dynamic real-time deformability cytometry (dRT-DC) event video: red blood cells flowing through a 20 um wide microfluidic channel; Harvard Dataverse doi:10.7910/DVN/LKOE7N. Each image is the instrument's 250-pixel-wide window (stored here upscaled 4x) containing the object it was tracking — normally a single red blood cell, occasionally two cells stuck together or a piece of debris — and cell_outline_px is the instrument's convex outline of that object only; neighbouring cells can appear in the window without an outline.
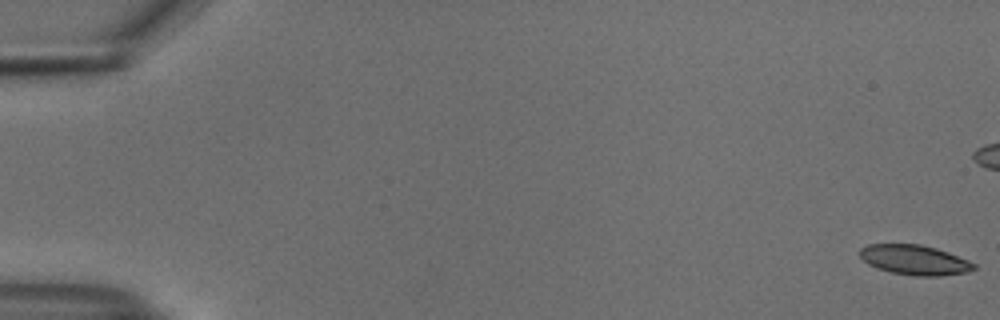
{"species": "common noctule bat (a hibernating species)", "species_latin": "Nyctalus noctula", "temperature_condition": "cold", "stored_images_in_passage": 47, "camera_frame_rate_fps": 3000, "um_per_image_px": 0.085, "animal": {"sex": "male", "body_mass_g": 18.8}, "frame": {"image": 1, "passage_image": 1, "time_ms": 0.0, "image_size_px": [1000, 320], "cell_outline_px": [[976, 268], [968, 272], [940, 276], [916, 276], [892, 272], [876, 268], [868, 264], [860, 256], [860, 248], [868, 244], [920, 244], [936, 248], [948, 252], [968, 260], [976, 264]], "centroid_in_image_um": [77.75, 22.09], "position_along_channel_um": 7.2, "area_um2": 19.88}}
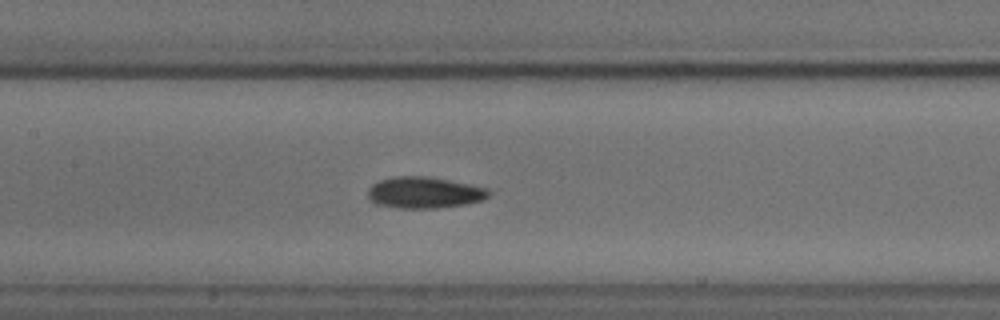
{"frame": {"image": 2, "passage_image": 27, "time_ms": 8.667, "image_size_px": [1000, 320], "cell_outline_px": [[492, 192], [488, 196], [480, 200], [464, 204], [436, 208], [400, 208], [376, 204], [368, 196], [368, 188], [372, 184], [380, 180], [396, 176], [428, 176], [488, 188]], "centroid_in_image_um": [36.05, 16.36], "position_along_channel_um": 171.4, "area_um2": 21.91}}
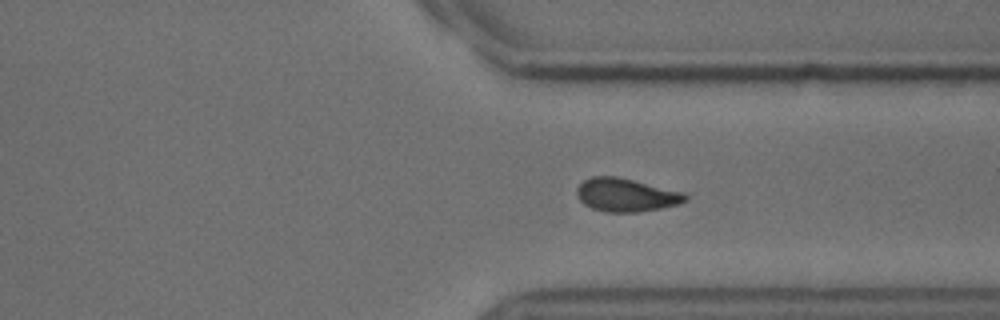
{"frame": {"image": 3, "passage_image": 42, "time_ms": 13.667, "image_size_px": [1000, 320], "cell_outline_px": [[688, 200], [680, 204], [660, 208], [636, 212], [604, 212], [592, 208], [584, 204], [580, 200], [576, 192], [576, 188], [584, 180], [592, 176], [616, 176], [684, 192], [688, 196]], "centroid_in_image_um": [53.22, 16.57], "position_along_channel_um": 358.2, "area_um2": 21.04}}